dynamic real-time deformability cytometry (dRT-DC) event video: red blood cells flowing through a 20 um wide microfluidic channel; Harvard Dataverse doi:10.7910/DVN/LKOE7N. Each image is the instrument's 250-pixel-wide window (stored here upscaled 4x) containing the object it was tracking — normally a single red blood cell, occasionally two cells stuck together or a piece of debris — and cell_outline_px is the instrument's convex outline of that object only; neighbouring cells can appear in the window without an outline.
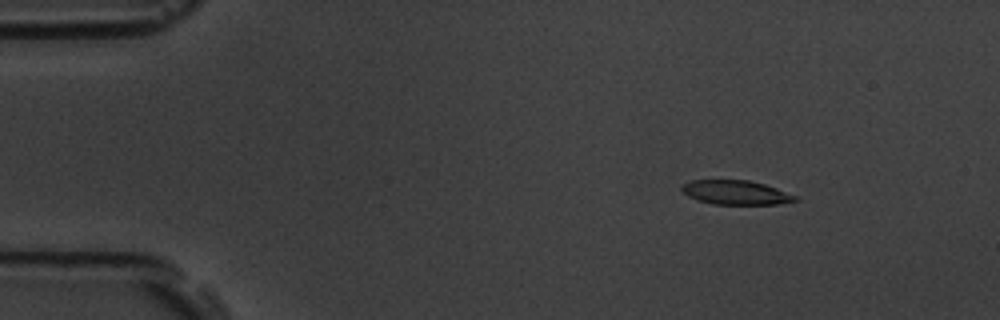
{"species": "common noctule bat (a hibernating species)", "species_latin": "Nyctalus noctula", "temperature_condition": "room temperature", "stored_images_in_passage": 5, "camera_frame_rate_fps": 3000, "um_per_image_px": 0.085, "animal": {"sex": "male", "body_mass_g": 19.5, "forearm_length_mm": 54.6}, "frame": {"image": 1, "passage_image": 3, "time_ms": 2.333, "image_size_px": [1000, 320], "cell_outline_px": [[800, 200], [780, 204], [712, 204], [696, 200], [688, 196], [680, 188], [684, 184], [692, 180], [748, 180], [764, 184], [776, 188], [796, 196]], "centroid_in_image_um": [62.55, 16.37], "position_along_channel_um": 22.5, "area_um2": 15.95}}
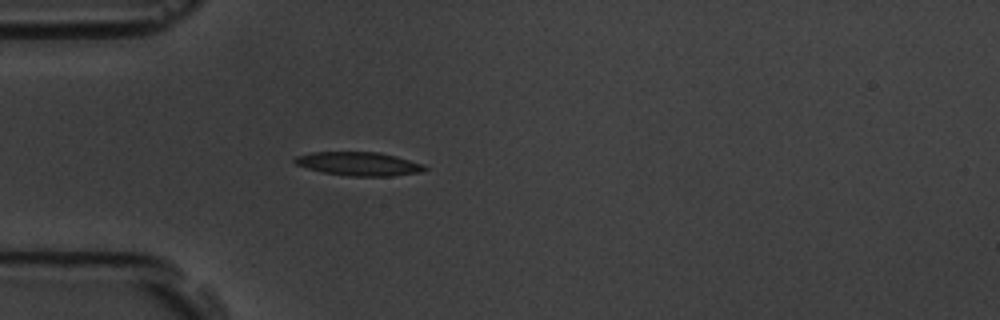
{"frame": {"image": 2, "passage_image": 5, "time_ms": 5.333, "image_size_px": [1000, 320], "cell_outline_px": [[428, 168], [420, 172], [392, 176], [348, 176], [324, 172], [308, 168], [296, 164], [292, 160], [296, 156], [312, 152], [380, 152], [396, 156], [424, 164]], "centroid_in_image_um": [30.51, 13.92], "position_along_channel_um": 54.5, "area_um2": 17.86}}